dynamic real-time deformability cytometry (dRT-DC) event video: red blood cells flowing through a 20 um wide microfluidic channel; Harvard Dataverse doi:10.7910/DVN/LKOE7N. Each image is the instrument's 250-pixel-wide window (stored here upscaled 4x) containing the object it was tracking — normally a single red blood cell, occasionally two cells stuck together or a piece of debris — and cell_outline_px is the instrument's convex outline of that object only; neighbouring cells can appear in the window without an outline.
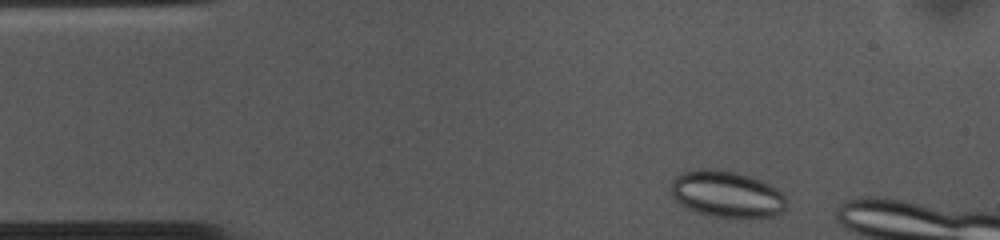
{"species": "common noctule bat (a hibernating species)", "species_latin": "Nyctalus noctula", "temperature_condition": "cold", "stored_images_in_passage": 41, "camera_frame_rate_fps": 3000, "um_per_image_px": 0.085, "animal": {"sex": "female", "body_mass_g": 10.0, "forearm_length_mm": 53.1}, "frame": {"image": 1, "passage_image": 2, "time_ms": 0.333, "image_size_px": [1000, 240], "cell_outline_px": [[788, 208], [772, 216], [752, 220], [708, 216], [688, 208], [680, 204], [672, 196], [668, 188], [672, 180], [676, 176], [684, 172], [700, 168], [712, 168], [736, 172], [748, 176], [768, 184], [776, 188], [784, 196], [788, 204]], "centroid_in_image_um": [61.77, 16.54], "position_along_channel_um": 23.2, "area_um2": 32.02}}
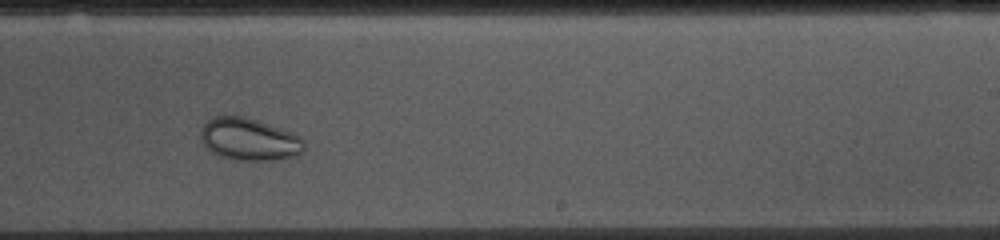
{"frame": {"image": 2, "passage_image": 27, "time_ms": 8.667, "image_size_px": [1000, 240], "cell_outline_px": [[304, 148], [300, 152], [284, 160], [236, 160], [212, 152], [200, 140], [200, 128], [212, 116], [244, 116], [292, 132], [300, 136], [304, 144]], "centroid_in_image_um": [21.16, 11.83], "position_along_channel_um": 267.8, "area_um2": 25.37}}
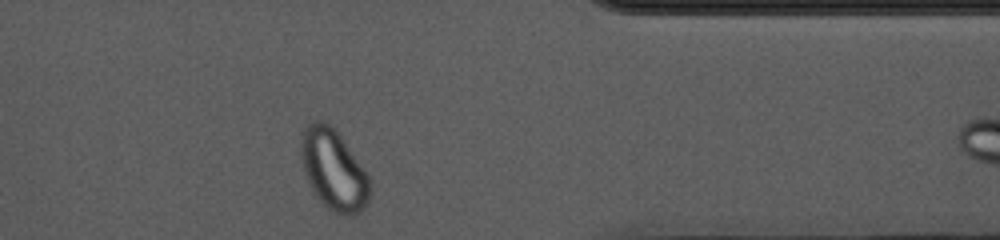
{"frame": {"image": 3, "passage_image": 38, "time_ms": 12.333, "image_size_px": [1000, 240], "cell_outline_px": [[372, 196], [364, 208], [360, 212], [352, 216], [340, 216], [332, 212], [312, 192], [304, 172], [300, 160], [300, 140], [304, 124], [312, 120], [324, 120], [332, 124], [368, 172], [372, 184]], "centroid_in_image_um": [28.37, 14.42], "position_along_channel_um": 383.0, "area_um2": 33.76}}